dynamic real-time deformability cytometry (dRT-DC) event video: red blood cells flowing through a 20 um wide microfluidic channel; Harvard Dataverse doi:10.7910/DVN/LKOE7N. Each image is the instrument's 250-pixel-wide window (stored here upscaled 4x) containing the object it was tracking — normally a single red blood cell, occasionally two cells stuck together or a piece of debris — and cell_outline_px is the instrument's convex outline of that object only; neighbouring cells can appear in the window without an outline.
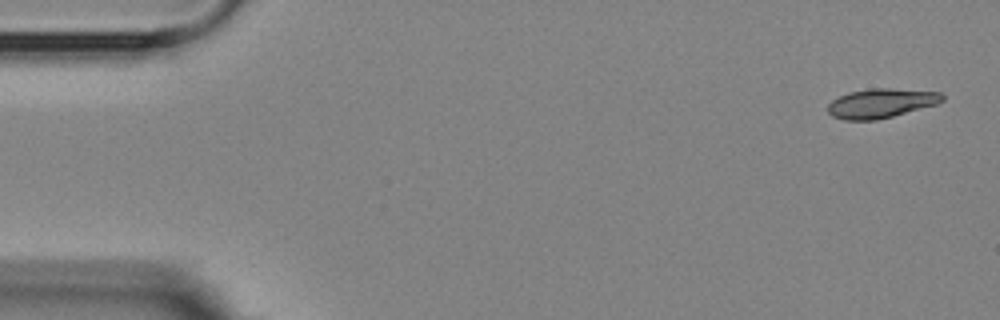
{"species": "Egyptian fruit bat (a non-hibernating species)", "species_latin": "Rousettus aegyptiacus", "temperature_condition": "room temperature", "stored_images_in_passage": 12, "camera_frame_rate_fps": 3000, "um_per_image_px": 0.085, "animal": {"sex": "female"}, "frame": {"image": 1, "passage_image": 1, "time_ms": 0.0, "image_size_px": [1000, 320], "cell_outline_px": [[944, 100], [936, 104], [892, 116], [876, 120], [844, 120], [832, 116], [828, 112], [828, 104], [832, 100], [848, 92], [872, 88], [888, 88], [940, 92], [944, 96]], "centroid_in_image_um": [74.87, 8.77], "position_along_channel_um": 10.1, "area_um2": 19.42}}
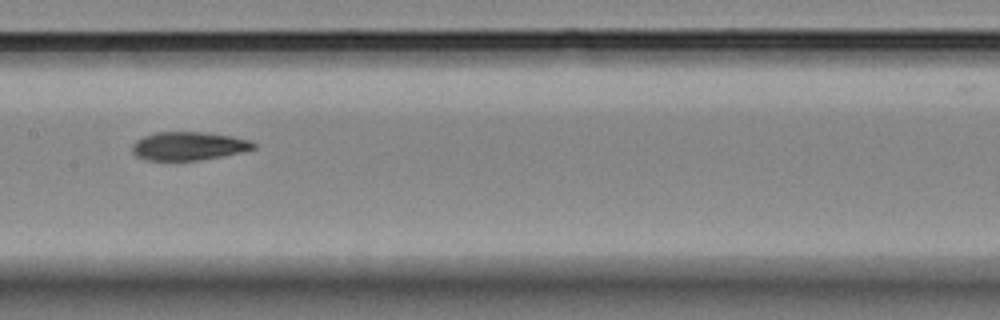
{"frame": {"image": 2, "passage_image": 7, "time_ms": 8.333, "image_size_px": [1000, 320], "cell_outline_px": [[256, 148], [240, 152], [200, 160], [144, 160], [136, 156], [132, 152], [132, 144], [136, 140], [144, 136], [156, 132], [204, 132], [232, 136], [248, 140], [256, 144]], "centroid_in_image_um": [15.99, 12.41], "position_along_channel_um": 191.4, "area_um2": 20.0}}
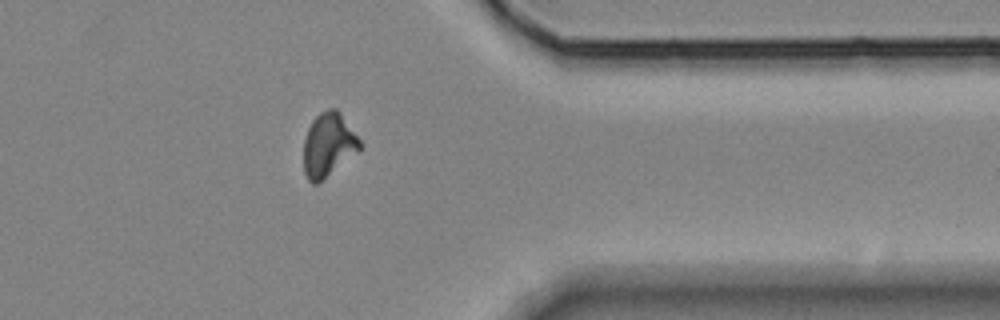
{"frame": {"image": 3, "passage_image": 12, "time_ms": 14.0, "image_size_px": [1000, 320], "cell_outline_px": [[364, 144], [360, 148], [316, 184], [312, 184], [308, 180], [304, 172], [304, 140], [308, 128], [312, 120], [320, 112], [328, 108], [336, 108], [340, 112]], "centroid_in_image_um": [27.9, 12.26], "position_along_channel_um": 383.5, "area_um2": 20.52}, "authors_computed_cell_mechanics": {"area_um2": 20.5768, "velocity_mm_per_s": 3.6165, "shape_relaxation_time_tau1_ms": 4.0672, "shape_relaxation_time_tau2_ms": 7.6597, "deformation_change_tau1": 0.1652, "deformation_change_tau2": 0.0994}}